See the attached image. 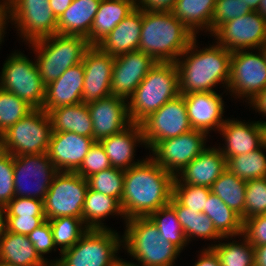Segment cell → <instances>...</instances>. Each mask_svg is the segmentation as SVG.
<instances>
[{
    "label": "cell",
    "mask_w": 266,
    "mask_h": 266,
    "mask_svg": "<svg viewBox=\"0 0 266 266\" xmlns=\"http://www.w3.org/2000/svg\"><path fill=\"white\" fill-rule=\"evenodd\" d=\"M111 164L104 148L99 142H95L87 152L80 167L75 171L83 178L88 177L111 168Z\"/></svg>",
    "instance_id": "45"
},
{
    "label": "cell",
    "mask_w": 266,
    "mask_h": 266,
    "mask_svg": "<svg viewBox=\"0 0 266 266\" xmlns=\"http://www.w3.org/2000/svg\"><path fill=\"white\" fill-rule=\"evenodd\" d=\"M137 7L142 11L159 12L172 11L176 0H136Z\"/></svg>",
    "instance_id": "51"
},
{
    "label": "cell",
    "mask_w": 266,
    "mask_h": 266,
    "mask_svg": "<svg viewBox=\"0 0 266 266\" xmlns=\"http://www.w3.org/2000/svg\"><path fill=\"white\" fill-rule=\"evenodd\" d=\"M248 104H250V107H252L256 113H261L263 117L266 116V87L249 101Z\"/></svg>",
    "instance_id": "53"
},
{
    "label": "cell",
    "mask_w": 266,
    "mask_h": 266,
    "mask_svg": "<svg viewBox=\"0 0 266 266\" xmlns=\"http://www.w3.org/2000/svg\"><path fill=\"white\" fill-rule=\"evenodd\" d=\"M210 193L209 187L173 182V197L182 206L198 213L204 212L206 200Z\"/></svg>",
    "instance_id": "42"
},
{
    "label": "cell",
    "mask_w": 266,
    "mask_h": 266,
    "mask_svg": "<svg viewBox=\"0 0 266 266\" xmlns=\"http://www.w3.org/2000/svg\"><path fill=\"white\" fill-rule=\"evenodd\" d=\"M196 36L170 11H143L138 51L156 62H176Z\"/></svg>",
    "instance_id": "3"
},
{
    "label": "cell",
    "mask_w": 266,
    "mask_h": 266,
    "mask_svg": "<svg viewBox=\"0 0 266 266\" xmlns=\"http://www.w3.org/2000/svg\"><path fill=\"white\" fill-rule=\"evenodd\" d=\"M246 5L249 6V8L252 11H257L259 9V3L261 0H243Z\"/></svg>",
    "instance_id": "59"
},
{
    "label": "cell",
    "mask_w": 266,
    "mask_h": 266,
    "mask_svg": "<svg viewBox=\"0 0 266 266\" xmlns=\"http://www.w3.org/2000/svg\"><path fill=\"white\" fill-rule=\"evenodd\" d=\"M251 11L243 0H216L212 15V33L221 24L244 16Z\"/></svg>",
    "instance_id": "44"
},
{
    "label": "cell",
    "mask_w": 266,
    "mask_h": 266,
    "mask_svg": "<svg viewBox=\"0 0 266 266\" xmlns=\"http://www.w3.org/2000/svg\"><path fill=\"white\" fill-rule=\"evenodd\" d=\"M84 87L83 64L69 67L58 79L46 85L43 110L47 113L62 106L82 103Z\"/></svg>",
    "instance_id": "23"
},
{
    "label": "cell",
    "mask_w": 266,
    "mask_h": 266,
    "mask_svg": "<svg viewBox=\"0 0 266 266\" xmlns=\"http://www.w3.org/2000/svg\"><path fill=\"white\" fill-rule=\"evenodd\" d=\"M257 12L266 20V0H261Z\"/></svg>",
    "instance_id": "60"
},
{
    "label": "cell",
    "mask_w": 266,
    "mask_h": 266,
    "mask_svg": "<svg viewBox=\"0 0 266 266\" xmlns=\"http://www.w3.org/2000/svg\"><path fill=\"white\" fill-rule=\"evenodd\" d=\"M143 11L136 7L97 46L115 57L138 50Z\"/></svg>",
    "instance_id": "26"
},
{
    "label": "cell",
    "mask_w": 266,
    "mask_h": 266,
    "mask_svg": "<svg viewBox=\"0 0 266 266\" xmlns=\"http://www.w3.org/2000/svg\"><path fill=\"white\" fill-rule=\"evenodd\" d=\"M8 27V15H7V6L5 0H0V46L4 42V35Z\"/></svg>",
    "instance_id": "54"
},
{
    "label": "cell",
    "mask_w": 266,
    "mask_h": 266,
    "mask_svg": "<svg viewBox=\"0 0 266 266\" xmlns=\"http://www.w3.org/2000/svg\"><path fill=\"white\" fill-rule=\"evenodd\" d=\"M259 49L261 50L266 62V42Z\"/></svg>",
    "instance_id": "62"
},
{
    "label": "cell",
    "mask_w": 266,
    "mask_h": 266,
    "mask_svg": "<svg viewBox=\"0 0 266 266\" xmlns=\"http://www.w3.org/2000/svg\"><path fill=\"white\" fill-rule=\"evenodd\" d=\"M7 216H45L43 201L28 197H14L7 205Z\"/></svg>",
    "instance_id": "48"
},
{
    "label": "cell",
    "mask_w": 266,
    "mask_h": 266,
    "mask_svg": "<svg viewBox=\"0 0 266 266\" xmlns=\"http://www.w3.org/2000/svg\"><path fill=\"white\" fill-rule=\"evenodd\" d=\"M264 149L261 146L247 154L225 157L227 170L245 181L266 178V154L263 152Z\"/></svg>",
    "instance_id": "36"
},
{
    "label": "cell",
    "mask_w": 266,
    "mask_h": 266,
    "mask_svg": "<svg viewBox=\"0 0 266 266\" xmlns=\"http://www.w3.org/2000/svg\"><path fill=\"white\" fill-rule=\"evenodd\" d=\"M259 126L261 129L262 146L265 148L266 151V121L259 120Z\"/></svg>",
    "instance_id": "58"
},
{
    "label": "cell",
    "mask_w": 266,
    "mask_h": 266,
    "mask_svg": "<svg viewBox=\"0 0 266 266\" xmlns=\"http://www.w3.org/2000/svg\"><path fill=\"white\" fill-rule=\"evenodd\" d=\"M254 266H266V244L254 247Z\"/></svg>",
    "instance_id": "56"
},
{
    "label": "cell",
    "mask_w": 266,
    "mask_h": 266,
    "mask_svg": "<svg viewBox=\"0 0 266 266\" xmlns=\"http://www.w3.org/2000/svg\"><path fill=\"white\" fill-rule=\"evenodd\" d=\"M239 239L232 242H220L217 244H209L217 254L221 266H254V247L249 243L248 239L241 234Z\"/></svg>",
    "instance_id": "37"
},
{
    "label": "cell",
    "mask_w": 266,
    "mask_h": 266,
    "mask_svg": "<svg viewBox=\"0 0 266 266\" xmlns=\"http://www.w3.org/2000/svg\"><path fill=\"white\" fill-rule=\"evenodd\" d=\"M8 23L28 43L57 34V18L49 0H5ZM10 20V21H9ZM19 31V32H18Z\"/></svg>",
    "instance_id": "10"
},
{
    "label": "cell",
    "mask_w": 266,
    "mask_h": 266,
    "mask_svg": "<svg viewBox=\"0 0 266 266\" xmlns=\"http://www.w3.org/2000/svg\"><path fill=\"white\" fill-rule=\"evenodd\" d=\"M33 109L26 101L0 88V133L3 134Z\"/></svg>",
    "instance_id": "41"
},
{
    "label": "cell",
    "mask_w": 266,
    "mask_h": 266,
    "mask_svg": "<svg viewBox=\"0 0 266 266\" xmlns=\"http://www.w3.org/2000/svg\"><path fill=\"white\" fill-rule=\"evenodd\" d=\"M82 64V103L88 105L110 96L114 57L102 51L97 45H91L84 54Z\"/></svg>",
    "instance_id": "17"
},
{
    "label": "cell",
    "mask_w": 266,
    "mask_h": 266,
    "mask_svg": "<svg viewBox=\"0 0 266 266\" xmlns=\"http://www.w3.org/2000/svg\"><path fill=\"white\" fill-rule=\"evenodd\" d=\"M28 238L33 244L36 252L39 256L45 260L50 266L51 261L44 257V255L56 251V247L53 242V233L48 220H45L40 226L35 228Z\"/></svg>",
    "instance_id": "47"
},
{
    "label": "cell",
    "mask_w": 266,
    "mask_h": 266,
    "mask_svg": "<svg viewBox=\"0 0 266 266\" xmlns=\"http://www.w3.org/2000/svg\"><path fill=\"white\" fill-rule=\"evenodd\" d=\"M216 0H176L171 11L195 36L212 34V15Z\"/></svg>",
    "instance_id": "31"
},
{
    "label": "cell",
    "mask_w": 266,
    "mask_h": 266,
    "mask_svg": "<svg viewBox=\"0 0 266 266\" xmlns=\"http://www.w3.org/2000/svg\"><path fill=\"white\" fill-rule=\"evenodd\" d=\"M52 132L48 113L33 109L2 134V150L13 156L47 153Z\"/></svg>",
    "instance_id": "9"
},
{
    "label": "cell",
    "mask_w": 266,
    "mask_h": 266,
    "mask_svg": "<svg viewBox=\"0 0 266 266\" xmlns=\"http://www.w3.org/2000/svg\"><path fill=\"white\" fill-rule=\"evenodd\" d=\"M122 248L136 259L138 266H175L181 251L165 240L149 217L125 221Z\"/></svg>",
    "instance_id": "5"
},
{
    "label": "cell",
    "mask_w": 266,
    "mask_h": 266,
    "mask_svg": "<svg viewBox=\"0 0 266 266\" xmlns=\"http://www.w3.org/2000/svg\"><path fill=\"white\" fill-rule=\"evenodd\" d=\"M193 266H221L219 258L211 247L203 248Z\"/></svg>",
    "instance_id": "52"
},
{
    "label": "cell",
    "mask_w": 266,
    "mask_h": 266,
    "mask_svg": "<svg viewBox=\"0 0 266 266\" xmlns=\"http://www.w3.org/2000/svg\"><path fill=\"white\" fill-rule=\"evenodd\" d=\"M155 64L151 56L138 50L115 56L111 95L128 100Z\"/></svg>",
    "instance_id": "18"
},
{
    "label": "cell",
    "mask_w": 266,
    "mask_h": 266,
    "mask_svg": "<svg viewBox=\"0 0 266 266\" xmlns=\"http://www.w3.org/2000/svg\"><path fill=\"white\" fill-rule=\"evenodd\" d=\"M87 190V179L79 174L58 172L43 200L46 220L59 217L82 218Z\"/></svg>",
    "instance_id": "11"
},
{
    "label": "cell",
    "mask_w": 266,
    "mask_h": 266,
    "mask_svg": "<svg viewBox=\"0 0 266 266\" xmlns=\"http://www.w3.org/2000/svg\"><path fill=\"white\" fill-rule=\"evenodd\" d=\"M179 94V73L176 63L156 62L127 100L131 123L140 124Z\"/></svg>",
    "instance_id": "4"
},
{
    "label": "cell",
    "mask_w": 266,
    "mask_h": 266,
    "mask_svg": "<svg viewBox=\"0 0 266 266\" xmlns=\"http://www.w3.org/2000/svg\"><path fill=\"white\" fill-rule=\"evenodd\" d=\"M255 52V53H254ZM266 87V62L260 49L232 53L227 91L234 98L251 101ZM238 97V98H237Z\"/></svg>",
    "instance_id": "12"
},
{
    "label": "cell",
    "mask_w": 266,
    "mask_h": 266,
    "mask_svg": "<svg viewBox=\"0 0 266 266\" xmlns=\"http://www.w3.org/2000/svg\"><path fill=\"white\" fill-rule=\"evenodd\" d=\"M229 208L234 210L245 221V190L246 181L230 173L227 169L210 187Z\"/></svg>",
    "instance_id": "35"
},
{
    "label": "cell",
    "mask_w": 266,
    "mask_h": 266,
    "mask_svg": "<svg viewBox=\"0 0 266 266\" xmlns=\"http://www.w3.org/2000/svg\"><path fill=\"white\" fill-rule=\"evenodd\" d=\"M45 220V216H7L6 231L28 236Z\"/></svg>",
    "instance_id": "50"
},
{
    "label": "cell",
    "mask_w": 266,
    "mask_h": 266,
    "mask_svg": "<svg viewBox=\"0 0 266 266\" xmlns=\"http://www.w3.org/2000/svg\"><path fill=\"white\" fill-rule=\"evenodd\" d=\"M136 7V0H101L87 37L89 44L97 45Z\"/></svg>",
    "instance_id": "28"
},
{
    "label": "cell",
    "mask_w": 266,
    "mask_h": 266,
    "mask_svg": "<svg viewBox=\"0 0 266 266\" xmlns=\"http://www.w3.org/2000/svg\"><path fill=\"white\" fill-rule=\"evenodd\" d=\"M72 0H49L50 8L58 19L70 6Z\"/></svg>",
    "instance_id": "55"
},
{
    "label": "cell",
    "mask_w": 266,
    "mask_h": 266,
    "mask_svg": "<svg viewBox=\"0 0 266 266\" xmlns=\"http://www.w3.org/2000/svg\"><path fill=\"white\" fill-rule=\"evenodd\" d=\"M125 170L111 167L87 178L88 188L121 202L124 188Z\"/></svg>",
    "instance_id": "40"
},
{
    "label": "cell",
    "mask_w": 266,
    "mask_h": 266,
    "mask_svg": "<svg viewBox=\"0 0 266 266\" xmlns=\"http://www.w3.org/2000/svg\"><path fill=\"white\" fill-rule=\"evenodd\" d=\"M186 110L192 129L207 133L219 131L225 123L223 117L225 103L222 94L198 92L183 94Z\"/></svg>",
    "instance_id": "20"
},
{
    "label": "cell",
    "mask_w": 266,
    "mask_h": 266,
    "mask_svg": "<svg viewBox=\"0 0 266 266\" xmlns=\"http://www.w3.org/2000/svg\"><path fill=\"white\" fill-rule=\"evenodd\" d=\"M28 44L36 55V64L45 86L58 79L69 67L81 63L91 46L85 37L60 34Z\"/></svg>",
    "instance_id": "6"
},
{
    "label": "cell",
    "mask_w": 266,
    "mask_h": 266,
    "mask_svg": "<svg viewBox=\"0 0 266 266\" xmlns=\"http://www.w3.org/2000/svg\"><path fill=\"white\" fill-rule=\"evenodd\" d=\"M145 157L124 173L120 204L126 220L148 217L152 212L169 205L173 196L174 176L150 157Z\"/></svg>",
    "instance_id": "1"
},
{
    "label": "cell",
    "mask_w": 266,
    "mask_h": 266,
    "mask_svg": "<svg viewBox=\"0 0 266 266\" xmlns=\"http://www.w3.org/2000/svg\"><path fill=\"white\" fill-rule=\"evenodd\" d=\"M2 150V134L0 133V151Z\"/></svg>",
    "instance_id": "64"
},
{
    "label": "cell",
    "mask_w": 266,
    "mask_h": 266,
    "mask_svg": "<svg viewBox=\"0 0 266 266\" xmlns=\"http://www.w3.org/2000/svg\"><path fill=\"white\" fill-rule=\"evenodd\" d=\"M0 261L17 266H50L36 252L27 235L8 231L0 236Z\"/></svg>",
    "instance_id": "29"
},
{
    "label": "cell",
    "mask_w": 266,
    "mask_h": 266,
    "mask_svg": "<svg viewBox=\"0 0 266 266\" xmlns=\"http://www.w3.org/2000/svg\"><path fill=\"white\" fill-rule=\"evenodd\" d=\"M245 220L266 215V178L246 181Z\"/></svg>",
    "instance_id": "43"
},
{
    "label": "cell",
    "mask_w": 266,
    "mask_h": 266,
    "mask_svg": "<svg viewBox=\"0 0 266 266\" xmlns=\"http://www.w3.org/2000/svg\"><path fill=\"white\" fill-rule=\"evenodd\" d=\"M243 235L253 247L266 244V215H258L243 222Z\"/></svg>",
    "instance_id": "49"
},
{
    "label": "cell",
    "mask_w": 266,
    "mask_h": 266,
    "mask_svg": "<svg viewBox=\"0 0 266 266\" xmlns=\"http://www.w3.org/2000/svg\"><path fill=\"white\" fill-rule=\"evenodd\" d=\"M122 235L111 229H89L71 248L63 251L51 266H114L121 258Z\"/></svg>",
    "instance_id": "7"
},
{
    "label": "cell",
    "mask_w": 266,
    "mask_h": 266,
    "mask_svg": "<svg viewBox=\"0 0 266 266\" xmlns=\"http://www.w3.org/2000/svg\"><path fill=\"white\" fill-rule=\"evenodd\" d=\"M87 106L93 122V139L96 142L118 134L132 124L127 100L124 98L110 95Z\"/></svg>",
    "instance_id": "19"
},
{
    "label": "cell",
    "mask_w": 266,
    "mask_h": 266,
    "mask_svg": "<svg viewBox=\"0 0 266 266\" xmlns=\"http://www.w3.org/2000/svg\"><path fill=\"white\" fill-rule=\"evenodd\" d=\"M7 230V207L0 203V236Z\"/></svg>",
    "instance_id": "57"
},
{
    "label": "cell",
    "mask_w": 266,
    "mask_h": 266,
    "mask_svg": "<svg viewBox=\"0 0 266 266\" xmlns=\"http://www.w3.org/2000/svg\"><path fill=\"white\" fill-rule=\"evenodd\" d=\"M57 173L47 153L14 156L15 197L43 201Z\"/></svg>",
    "instance_id": "13"
},
{
    "label": "cell",
    "mask_w": 266,
    "mask_h": 266,
    "mask_svg": "<svg viewBox=\"0 0 266 266\" xmlns=\"http://www.w3.org/2000/svg\"><path fill=\"white\" fill-rule=\"evenodd\" d=\"M134 263L135 262H129L121 258L114 266H138Z\"/></svg>",
    "instance_id": "61"
},
{
    "label": "cell",
    "mask_w": 266,
    "mask_h": 266,
    "mask_svg": "<svg viewBox=\"0 0 266 266\" xmlns=\"http://www.w3.org/2000/svg\"><path fill=\"white\" fill-rule=\"evenodd\" d=\"M101 0H72L57 19V34L87 38Z\"/></svg>",
    "instance_id": "27"
},
{
    "label": "cell",
    "mask_w": 266,
    "mask_h": 266,
    "mask_svg": "<svg viewBox=\"0 0 266 266\" xmlns=\"http://www.w3.org/2000/svg\"><path fill=\"white\" fill-rule=\"evenodd\" d=\"M213 222L222 237H236L243 234V221L239 214L229 208L217 195L210 193L204 212Z\"/></svg>",
    "instance_id": "34"
},
{
    "label": "cell",
    "mask_w": 266,
    "mask_h": 266,
    "mask_svg": "<svg viewBox=\"0 0 266 266\" xmlns=\"http://www.w3.org/2000/svg\"><path fill=\"white\" fill-rule=\"evenodd\" d=\"M197 36L175 62L180 94L213 92L223 84L227 89L232 53L216 44L198 49Z\"/></svg>",
    "instance_id": "2"
},
{
    "label": "cell",
    "mask_w": 266,
    "mask_h": 266,
    "mask_svg": "<svg viewBox=\"0 0 266 266\" xmlns=\"http://www.w3.org/2000/svg\"><path fill=\"white\" fill-rule=\"evenodd\" d=\"M0 266H17V265H12V264H8V263H4L0 261Z\"/></svg>",
    "instance_id": "63"
},
{
    "label": "cell",
    "mask_w": 266,
    "mask_h": 266,
    "mask_svg": "<svg viewBox=\"0 0 266 266\" xmlns=\"http://www.w3.org/2000/svg\"><path fill=\"white\" fill-rule=\"evenodd\" d=\"M53 233V242L57 249L59 246V255L73 247L82 236L89 230L82 218L59 217L48 220Z\"/></svg>",
    "instance_id": "38"
},
{
    "label": "cell",
    "mask_w": 266,
    "mask_h": 266,
    "mask_svg": "<svg viewBox=\"0 0 266 266\" xmlns=\"http://www.w3.org/2000/svg\"><path fill=\"white\" fill-rule=\"evenodd\" d=\"M15 197L14 156L0 151V203L7 205Z\"/></svg>",
    "instance_id": "46"
},
{
    "label": "cell",
    "mask_w": 266,
    "mask_h": 266,
    "mask_svg": "<svg viewBox=\"0 0 266 266\" xmlns=\"http://www.w3.org/2000/svg\"><path fill=\"white\" fill-rule=\"evenodd\" d=\"M226 169V158L219 147L209 146L185 166L173 182L210 188Z\"/></svg>",
    "instance_id": "22"
},
{
    "label": "cell",
    "mask_w": 266,
    "mask_h": 266,
    "mask_svg": "<svg viewBox=\"0 0 266 266\" xmlns=\"http://www.w3.org/2000/svg\"><path fill=\"white\" fill-rule=\"evenodd\" d=\"M0 88L15 94L34 109H43L46 86L36 60L16 51L4 61L0 72Z\"/></svg>",
    "instance_id": "8"
},
{
    "label": "cell",
    "mask_w": 266,
    "mask_h": 266,
    "mask_svg": "<svg viewBox=\"0 0 266 266\" xmlns=\"http://www.w3.org/2000/svg\"><path fill=\"white\" fill-rule=\"evenodd\" d=\"M99 143L104 148L112 167L126 170L142 161H134L138 144L145 147L140 124L132 123L122 132L104 138Z\"/></svg>",
    "instance_id": "25"
},
{
    "label": "cell",
    "mask_w": 266,
    "mask_h": 266,
    "mask_svg": "<svg viewBox=\"0 0 266 266\" xmlns=\"http://www.w3.org/2000/svg\"><path fill=\"white\" fill-rule=\"evenodd\" d=\"M208 137L207 133L192 129L177 137L156 142L149 149V157L175 177L207 148Z\"/></svg>",
    "instance_id": "14"
},
{
    "label": "cell",
    "mask_w": 266,
    "mask_h": 266,
    "mask_svg": "<svg viewBox=\"0 0 266 266\" xmlns=\"http://www.w3.org/2000/svg\"><path fill=\"white\" fill-rule=\"evenodd\" d=\"M48 115L53 132H73L81 136L93 137V122L88 106L83 103L52 109Z\"/></svg>",
    "instance_id": "30"
},
{
    "label": "cell",
    "mask_w": 266,
    "mask_h": 266,
    "mask_svg": "<svg viewBox=\"0 0 266 266\" xmlns=\"http://www.w3.org/2000/svg\"><path fill=\"white\" fill-rule=\"evenodd\" d=\"M218 133L225 141V146H218L225 157L247 154L262 146L259 121L245 122L228 118Z\"/></svg>",
    "instance_id": "24"
},
{
    "label": "cell",
    "mask_w": 266,
    "mask_h": 266,
    "mask_svg": "<svg viewBox=\"0 0 266 266\" xmlns=\"http://www.w3.org/2000/svg\"><path fill=\"white\" fill-rule=\"evenodd\" d=\"M140 125L145 149L148 150L156 142L191 131L184 95L179 94L174 99L167 101L156 112L144 119Z\"/></svg>",
    "instance_id": "15"
},
{
    "label": "cell",
    "mask_w": 266,
    "mask_h": 266,
    "mask_svg": "<svg viewBox=\"0 0 266 266\" xmlns=\"http://www.w3.org/2000/svg\"><path fill=\"white\" fill-rule=\"evenodd\" d=\"M120 216L126 221L120 202L88 188L82 208V219L89 229H109L103 221L108 216Z\"/></svg>",
    "instance_id": "33"
},
{
    "label": "cell",
    "mask_w": 266,
    "mask_h": 266,
    "mask_svg": "<svg viewBox=\"0 0 266 266\" xmlns=\"http://www.w3.org/2000/svg\"><path fill=\"white\" fill-rule=\"evenodd\" d=\"M95 142L73 132H52L47 155L58 172H75Z\"/></svg>",
    "instance_id": "21"
},
{
    "label": "cell",
    "mask_w": 266,
    "mask_h": 266,
    "mask_svg": "<svg viewBox=\"0 0 266 266\" xmlns=\"http://www.w3.org/2000/svg\"><path fill=\"white\" fill-rule=\"evenodd\" d=\"M211 36L217 40L214 43L231 53L256 50L266 42V20L257 11H251L221 24Z\"/></svg>",
    "instance_id": "16"
},
{
    "label": "cell",
    "mask_w": 266,
    "mask_h": 266,
    "mask_svg": "<svg viewBox=\"0 0 266 266\" xmlns=\"http://www.w3.org/2000/svg\"><path fill=\"white\" fill-rule=\"evenodd\" d=\"M157 226L160 235L167 241H170L181 252L188 245L186 237L178 221L175 210L167 205L152 212L148 216Z\"/></svg>",
    "instance_id": "39"
},
{
    "label": "cell",
    "mask_w": 266,
    "mask_h": 266,
    "mask_svg": "<svg viewBox=\"0 0 266 266\" xmlns=\"http://www.w3.org/2000/svg\"><path fill=\"white\" fill-rule=\"evenodd\" d=\"M169 205L175 210L188 243L195 237L210 241L214 239L221 241L233 239V237H222L216 231L212 220L205 213H198L195 210L182 206L173 196L170 199Z\"/></svg>",
    "instance_id": "32"
}]
</instances>
